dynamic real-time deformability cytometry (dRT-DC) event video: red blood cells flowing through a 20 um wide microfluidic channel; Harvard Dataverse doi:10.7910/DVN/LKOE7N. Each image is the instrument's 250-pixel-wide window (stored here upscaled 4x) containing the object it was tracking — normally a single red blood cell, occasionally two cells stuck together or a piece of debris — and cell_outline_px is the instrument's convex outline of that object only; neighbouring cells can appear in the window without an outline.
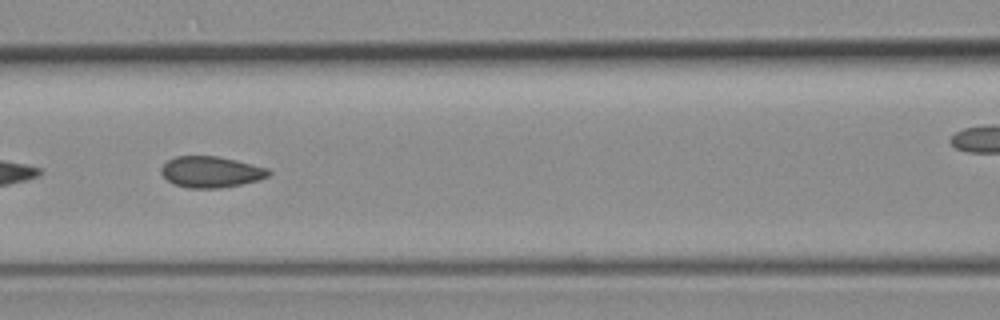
{"species": "common noctule bat (a hibernating species)", "species_latin": "Nyctalus noctula", "temperature_condition": "room temperature", "stored_images_in_passage": 10, "camera_frame_rate_fps": 3000, "um_per_image_px": 0.085, "animal": {"sex": "female", "body_mass_g": 19.3, "forearm_length_mm": 54.1}, "frame": {"image": 1, "passage_image": 7, "time_ms": 7.0, "image_size_px": [1000, 320], "cell_outline_px": [[272, 172], [268, 176], [260, 180], [220, 188], [188, 188], [172, 184], [160, 172], [160, 168], [168, 160], [176, 156], [216, 156], [236, 160], [268, 168]], "centroid_in_image_um": [17.93, 14.61], "position_along_channel_um": 148.7, "area_um2": 19.54}}
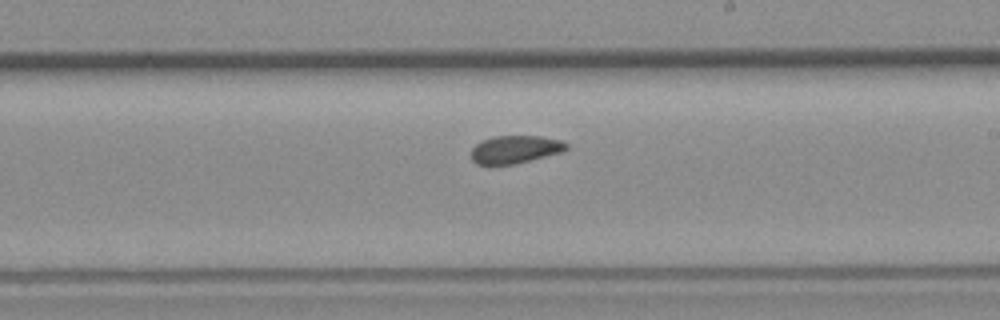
{"frame": {"image": 2, "passage_image": 10, "time_ms": 11.333, "image_size_px": [1000, 320], "cell_outline_px": [[568, 148], [560, 152], [512, 164], [476, 164], [472, 160], [472, 148], [480, 140], [496, 136], [540, 136], [560, 140], [568, 144]], "centroid_in_image_um": [43.75, 12.68], "position_along_channel_um": 245.2, "area_um2": 15.14}}